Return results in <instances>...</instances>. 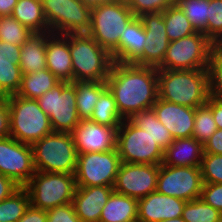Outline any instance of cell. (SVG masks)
<instances>
[{
    "label": "cell",
    "instance_id": "484cf974",
    "mask_svg": "<svg viewBox=\"0 0 222 222\" xmlns=\"http://www.w3.org/2000/svg\"><path fill=\"white\" fill-rule=\"evenodd\" d=\"M99 222H138V200L113 191Z\"/></svg>",
    "mask_w": 222,
    "mask_h": 222
},
{
    "label": "cell",
    "instance_id": "44dd1931",
    "mask_svg": "<svg viewBox=\"0 0 222 222\" xmlns=\"http://www.w3.org/2000/svg\"><path fill=\"white\" fill-rule=\"evenodd\" d=\"M187 201L157 191L138 199V222H160L182 216Z\"/></svg>",
    "mask_w": 222,
    "mask_h": 222
},
{
    "label": "cell",
    "instance_id": "f5cc1de1",
    "mask_svg": "<svg viewBox=\"0 0 222 222\" xmlns=\"http://www.w3.org/2000/svg\"><path fill=\"white\" fill-rule=\"evenodd\" d=\"M5 83L3 80L0 78V96L3 94L4 88H5Z\"/></svg>",
    "mask_w": 222,
    "mask_h": 222
},
{
    "label": "cell",
    "instance_id": "c3c4849f",
    "mask_svg": "<svg viewBox=\"0 0 222 222\" xmlns=\"http://www.w3.org/2000/svg\"><path fill=\"white\" fill-rule=\"evenodd\" d=\"M18 0H0V17L10 16Z\"/></svg>",
    "mask_w": 222,
    "mask_h": 222
},
{
    "label": "cell",
    "instance_id": "603a6c76",
    "mask_svg": "<svg viewBox=\"0 0 222 222\" xmlns=\"http://www.w3.org/2000/svg\"><path fill=\"white\" fill-rule=\"evenodd\" d=\"M46 66L60 81L73 82L69 39L52 34L46 41Z\"/></svg>",
    "mask_w": 222,
    "mask_h": 222
},
{
    "label": "cell",
    "instance_id": "74e56055",
    "mask_svg": "<svg viewBox=\"0 0 222 222\" xmlns=\"http://www.w3.org/2000/svg\"><path fill=\"white\" fill-rule=\"evenodd\" d=\"M200 170L203 184H222V154L204 153L201 160Z\"/></svg>",
    "mask_w": 222,
    "mask_h": 222
},
{
    "label": "cell",
    "instance_id": "e0dca14e",
    "mask_svg": "<svg viewBox=\"0 0 222 222\" xmlns=\"http://www.w3.org/2000/svg\"><path fill=\"white\" fill-rule=\"evenodd\" d=\"M139 18L145 28L146 41L143 54L133 64L158 69L170 43L162 12L143 13Z\"/></svg>",
    "mask_w": 222,
    "mask_h": 222
},
{
    "label": "cell",
    "instance_id": "f6af8a7d",
    "mask_svg": "<svg viewBox=\"0 0 222 222\" xmlns=\"http://www.w3.org/2000/svg\"><path fill=\"white\" fill-rule=\"evenodd\" d=\"M18 222H47V211L30 205Z\"/></svg>",
    "mask_w": 222,
    "mask_h": 222
},
{
    "label": "cell",
    "instance_id": "7dc6e473",
    "mask_svg": "<svg viewBox=\"0 0 222 222\" xmlns=\"http://www.w3.org/2000/svg\"><path fill=\"white\" fill-rule=\"evenodd\" d=\"M206 105L212 110L217 129H222V100L210 96Z\"/></svg>",
    "mask_w": 222,
    "mask_h": 222
},
{
    "label": "cell",
    "instance_id": "cb8c5ba5",
    "mask_svg": "<svg viewBox=\"0 0 222 222\" xmlns=\"http://www.w3.org/2000/svg\"><path fill=\"white\" fill-rule=\"evenodd\" d=\"M204 147L194 137L177 138L164 150L162 164L178 167H200Z\"/></svg>",
    "mask_w": 222,
    "mask_h": 222
},
{
    "label": "cell",
    "instance_id": "5b68a950",
    "mask_svg": "<svg viewBox=\"0 0 222 222\" xmlns=\"http://www.w3.org/2000/svg\"><path fill=\"white\" fill-rule=\"evenodd\" d=\"M134 17L125 0L93 6L88 34L111 54L114 61L119 56V38Z\"/></svg>",
    "mask_w": 222,
    "mask_h": 222
},
{
    "label": "cell",
    "instance_id": "f907efd6",
    "mask_svg": "<svg viewBox=\"0 0 222 222\" xmlns=\"http://www.w3.org/2000/svg\"><path fill=\"white\" fill-rule=\"evenodd\" d=\"M213 49L222 57V40H216L213 43Z\"/></svg>",
    "mask_w": 222,
    "mask_h": 222
},
{
    "label": "cell",
    "instance_id": "6da1fadb",
    "mask_svg": "<svg viewBox=\"0 0 222 222\" xmlns=\"http://www.w3.org/2000/svg\"><path fill=\"white\" fill-rule=\"evenodd\" d=\"M105 82L124 119L152 109L157 101V68L113 62Z\"/></svg>",
    "mask_w": 222,
    "mask_h": 222
},
{
    "label": "cell",
    "instance_id": "d6a6232c",
    "mask_svg": "<svg viewBox=\"0 0 222 222\" xmlns=\"http://www.w3.org/2000/svg\"><path fill=\"white\" fill-rule=\"evenodd\" d=\"M30 205L28 191L20 187L10 197L0 201V222H18Z\"/></svg>",
    "mask_w": 222,
    "mask_h": 222
},
{
    "label": "cell",
    "instance_id": "d6986e66",
    "mask_svg": "<svg viewBox=\"0 0 222 222\" xmlns=\"http://www.w3.org/2000/svg\"><path fill=\"white\" fill-rule=\"evenodd\" d=\"M0 78L15 94L35 100L61 82L47 68L34 73H0Z\"/></svg>",
    "mask_w": 222,
    "mask_h": 222
},
{
    "label": "cell",
    "instance_id": "f35d334b",
    "mask_svg": "<svg viewBox=\"0 0 222 222\" xmlns=\"http://www.w3.org/2000/svg\"><path fill=\"white\" fill-rule=\"evenodd\" d=\"M222 36V0H209L207 37L214 43Z\"/></svg>",
    "mask_w": 222,
    "mask_h": 222
},
{
    "label": "cell",
    "instance_id": "7c38bea8",
    "mask_svg": "<svg viewBox=\"0 0 222 222\" xmlns=\"http://www.w3.org/2000/svg\"><path fill=\"white\" fill-rule=\"evenodd\" d=\"M120 164L117 149L78 154L75 173L77 187H113Z\"/></svg>",
    "mask_w": 222,
    "mask_h": 222
},
{
    "label": "cell",
    "instance_id": "e575fe53",
    "mask_svg": "<svg viewBox=\"0 0 222 222\" xmlns=\"http://www.w3.org/2000/svg\"><path fill=\"white\" fill-rule=\"evenodd\" d=\"M221 212L206 204L202 198L187 201L181 218L185 222H218Z\"/></svg>",
    "mask_w": 222,
    "mask_h": 222
},
{
    "label": "cell",
    "instance_id": "ffe728a7",
    "mask_svg": "<svg viewBox=\"0 0 222 222\" xmlns=\"http://www.w3.org/2000/svg\"><path fill=\"white\" fill-rule=\"evenodd\" d=\"M152 109L158 120L169 130L173 139L192 137L195 108L174 104L157 98Z\"/></svg>",
    "mask_w": 222,
    "mask_h": 222
},
{
    "label": "cell",
    "instance_id": "8992f818",
    "mask_svg": "<svg viewBox=\"0 0 222 222\" xmlns=\"http://www.w3.org/2000/svg\"><path fill=\"white\" fill-rule=\"evenodd\" d=\"M31 147L36 172L75 175L78 152L72 133L52 132Z\"/></svg>",
    "mask_w": 222,
    "mask_h": 222
},
{
    "label": "cell",
    "instance_id": "816d5d0a",
    "mask_svg": "<svg viewBox=\"0 0 222 222\" xmlns=\"http://www.w3.org/2000/svg\"><path fill=\"white\" fill-rule=\"evenodd\" d=\"M160 222H185L181 217L178 218H173V219H168V220H164V221H160Z\"/></svg>",
    "mask_w": 222,
    "mask_h": 222
},
{
    "label": "cell",
    "instance_id": "277c9868",
    "mask_svg": "<svg viewBox=\"0 0 222 222\" xmlns=\"http://www.w3.org/2000/svg\"><path fill=\"white\" fill-rule=\"evenodd\" d=\"M73 81H106L113 63L111 54L88 33L67 34Z\"/></svg>",
    "mask_w": 222,
    "mask_h": 222
},
{
    "label": "cell",
    "instance_id": "d590c367",
    "mask_svg": "<svg viewBox=\"0 0 222 222\" xmlns=\"http://www.w3.org/2000/svg\"><path fill=\"white\" fill-rule=\"evenodd\" d=\"M217 130L212 110L205 104L195 109L192 137L204 144Z\"/></svg>",
    "mask_w": 222,
    "mask_h": 222
},
{
    "label": "cell",
    "instance_id": "ac0fdd59",
    "mask_svg": "<svg viewBox=\"0 0 222 222\" xmlns=\"http://www.w3.org/2000/svg\"><path fill=\"white\" fill-rule=\"evenodd\" d=\"M117 130L103 126L89 119L80 120L72 132L78 154L106 152L116 149Z\"/></svg>",
    "mask_w": 222,
    "mask_h": 222
},
{
    "label": "cell",
    "instance_id": "bcb514c9",
    "mask_svg": "<svg viewBox=\"0 0 222 222\" xmlns=\"http://www.w3.org/2000/svg\"><path fill=\"white\" fill-rule=\"evenodd\" d=\"M19 188L12 179L0 174V201L10 197Z\"/></svg>",
    "mask_w": 222,
    "mask_h": 222
},
{
    "label": "cell",
    "instance_id": "2e32d148",
    "mask_svg": "<svg viewBox=\"0 0 222 222\" xmlns=\"http://www.w3.org/2000/svg\"><path fill=\"white\" fill-rule=\"evenodd\" d=\"M51 32L33 33L3 62L0 73H34L46 69V41Z\"/></svg>",
    "mask_w": 222,
    "mask_h": 222
},
{
    "label": "cell",
    "instance_id": "b9f144b4",
    "mask_svg": "<svg viewBox=\"0 0 222 222\" xmlns=\"http://www.w3.org/2000/svg\"><path fill=\"white\" fill-rule=\"evenodd\" d=\"M201 198L206 204L222 212V184H203Z\"/></svg>",
    "mask_w": 222,
    "mask_h": 222
},
{
    "label": "cell",
    "instance_id": "4dcf8cb0",
    "mask_svg": "<svg viewBox=\"0 0 222 222\" xmlns=\"http://www.w3.org/2000/svg\"><path fill=\"white\" fill-rule=\"evenodd\" d=\"M89 120L116 130L123 122L124 118L120 115L115 99L108 88L100 95Z\"/></svg>",
    "mask_w": 222,
    "mask_h": 222
},
{
    "label": "cell",
    "instance_id": "7402d4cb",
    "mask_svg": "<svg viewBox=\"0 0 222 222\" xmlns=\"http://www.w3.org/2000/svg\"><path fill=\"white\" fill-rule=\"evenodd\" d=\"M113 187H77L72 204L82 222H99L102 209L106 205Z\"/></svg>",
    "mask_w": 222,
    "mask_h": 222
},
{
    "label": "cell",
    "instance_id": "8fae6325",
    "mask_svg": "<svg viewBox=\"0 0 222 222\" xmlns=\"http://www.w3.org/2000/svg\"><path fill=\"white\" fill-rule=\"evenodd\" d=\"M52 34L88 33L92 7L79 0H41Z\"/></svg>",
    "mask_w": 222,
    "mask_h": 222
},
{
    "label": "cell",
    "instance_id": "7a4b0ae2",
    "mask_svg": "<svg viewBox=\"0 0 222 222\" xmlns=\"http://www.w3.org/2000/svg\"><path fill=\"white\" fill-rule=\"evenodd\" d=\"M157 76L158 98L162 100L196 109L210 97L207 69H157Z\"/></svg>",
    "mask_w": 222,
    "mask_h": 222
},
{
    "label": "cell",
    "instance_id": "d4e9b609",
    "mask_svg": "<svg viewBox=\"0 0 222 222\" xmlns=\"http://www.w3.org/2000/svg\"><path fill=\"white\" fill-rule=\"evenodd\" d=\"M146 33L141 19L135 16L126 26L119 38V56L115 63H134L142 54Z\"/></svg>",
    "mask_w": 222,
    "mask_h": 222
},
{
    "label": "cell",
    "instance_id": "5bb4252c",
    "mask_svg": "<svg viewBox=\"0 0 222 222\" xmlns=\"http://www.w3.org/2000/svg\"><path fill=\"white\" fill-rule=\"evenodd\" d=\"M35 172L31 145L11 136L0 139V174L24 187Z\"/></svg>",
    "mask_w": 222,
    "mask_h": 222
},
{
    "label": "cell",
    "instance_id": "f1b7e54d",
    "mask_svg": "<svg viewBox=\"0 0 222 222\" xmlns=\"http://www.w3.org/2000/svg\"><path fill=\"white\" fill-rule=\"evenodd\" d=\"M107 89L105 81L75 82L76 107L81 120L90 119L100 95Z\"/></svg>",
    "mask_w": 222,
    "mask_h": 222
},
{
    "label": "cell",
    "instance_id": "4316f807",
    "mask_svg": "<svg viewBox=\"0 0 222 222\" xmlns=\"http://www.w3.org/2000/svg\"><path fill=\"white\" fill-rule=\"evenodd\" d=\"M27 27L10 16L0 17V62L17 50L31 35Z\"/></svg>",
    "mask_w": 222,
    "mask_h": 222
},
{
    "label": "cell",
    "instance_id": "f546056e",
    "mask_svg": "<svg viewBox=\"0 0 222 222\" xmlns=\"http://www.w3.org/2000/svg\"><path fill=\"white\" fill-rule=\"evenodd\" d=\"M130 120L142 130H145L164 151L173 141L169 130L158 120L153 109L135 113Z\"/></svg>",
    "mask_w": 222,
    "mask_h": 222
},
{
    "label": "cell",
    "instance_id": "ab89813d",
    "mask_svg": "<svg viewBox=\"0 0 222 222\" xmlns=\"http://www.w3.org/2000/svg\"><path fill=\"white\" fill-rule=\"evenodd\" d=\"M135 16L143 13L162 12L167 7L175 5L177 0H125Z\"/></svg>",
    "mask_w": 222,
    "mask_h": 222
},
{
    "label": "cell",
    "instance_id": "7bdbcfd3",
    "mask_svg": "<svg viewBox=\"0 0 222 222\" xmlns=\"http://www.w3.org/2000/svg\"><path fill=\"white\" fill-rule=\"evenodd\" d=\"M10 136L9 107L7 99L0 96V139Z\"/></svg>",
    "mask_w": 222,
    "mask_h": 222
},
{
    "label": "cell",
    "instance_id": "4fadbf2b",
    "mask_svg": "<svg viewBox=\"0 0 222 222\" xmlns=\"http://www.w3.org/2000/svg\"><path fill=\"white\" fill-rule=\"evenodd\" d=\"M202 187L200 167L160 165L156 188L158 193L191 201L201 198Z\"/></svg>",
    "mask_w": 222,
    "mask_h": 222
},
{
    "label": "cell",
    "instance_id": "ee69618b",
    "mask_svg": "<svg viewBox=\"0 0 222 222\" xmlns=\"http://www.w3.org/2000/svg\"><path fill=\"white\" fill-rule=\"evenodd\" d=\"M204 153L222 154V129H217L215 133L203 144Z\"/></svg>",
    "mask_w": 222,
    "mask_h": 222
},
{
    "label": "cell",
    "instance_id": "60d3db41",
    "mask_svg": "<svg viewBox=\"0 0 222 222\" xmlns=\"http://www.w3.org/2000/svg\"><path fill=\"white\" fill-rule=\"evenodd\" d=\"M47 222H82L76 215L72 203L47 210Z\"/></svg>",
    "mask_w": 222,
    "mask_h": 222
},
{
    "label": "cell",
    "instance_id": "30bf717a",
    "mask_svg": "<svg viewBox=\"0 0 222 222\" xmlns=\"http://www.w3.org/2000/svg\"><path fill=\"white\" fill-rule=\"evenodd\" d=\"M213 42L202 32L171 41L162 65L166 70L207 69Z\"/></svg>",
    "mask_w": 222,
    "mask_h": 222
},
{
    "label": "cell",
    "instance_id": "1f68e13d",
    "mask_svg": "<svg viewBox=\"0 0 222 222\" xmlns=\"http://www.w3.org/2000/svg\"><path fill=\"white\" fill-rule=\"evenodd\" d=\"M162 16L170 42L197 32L177 4L167 7L162 11Z\"/></svg>",
    "mask_w": 222,
    "mask_h": 222
},
{
    "label": "cell",
    "instance_id": "ba28073f",
    "mask_svg": "<svg viewBox=\"0 0 222 222\" xmlns=\"http://www.w3.org/2000/svg\"><path fill=\"white\" fill-rule=\"evenodd\" d=\"M116 149L124 163L161 165L163 162L161 147L130 119H124L117 129Z\"/></svg>",
    "mask_w": 222,
    "mask_h": 222
},
{
    "label": "cell",
    "instance_id": "9c48e42d",
    "mask_svg": "<svg viewBox=\"0 0 222 222\" xmlns=\"http://www.w3.org/2000/svg\"><path fill=\"white\" fill-rule=\"evenodd\" d=\"M49 116L54 132L72 133L80 118L76 107L75 82L61 81L37 99Z\"/></svg>",
    "mask_w": 222,
    "mask_h": 222
},
{
    "label": "cell",
    "instance_id": "db71d44e",
    "mask_svg": "<svg viewBox=\"0 0 222 222\" xmlns=\"http://www.w3.org/2000/svg\"><path fill=\"white\" fill-rule=\"evenodd\" d=\"M218 222H222V212H221V214H220V217H219Z\"/></svg>",
    "mask_w": 222,
    "mask_h": 222
},
{
    "label": "cell",
    "instance_id": "681fc988",
    "mask_svg": "<svg viewBox=\"0 0 222 222\" xmlns=\"http://www.w3.org/2000/svg\"><path fill=\"white\" fill-rule=\"evenodd\" d=\"M82 3L89 5L91 7L99 5V4H105L108 2H112V1H117V0H79Z\"/></svg>",
    "mask_w": 222,
    "mask_h": 222
},
{
    "label": "cell",
    "instance_id": "3957f363",
    "mask_svg": "<svg viewBox=\"0 0 222 222\" xmlns=\"http://www.w3.org/2000/svg\"><path fill=\"white\" fill-rule=\"evenodd\" d=\"M2 95L8 102L11 137L32 145L54 132L49 116L39 107L37 100L21 97L7 85Z\"/></svg>",
    "mask_w": 222,
    "mask_h": 222
},
{
    "label": "cell",
    "instance_id": "52a82bcc",
    "mask_svg": "<svg viewBox=\"0 0 222 222\" xmlns=\"http://www.w3.org/2000/svg\"><path fill=\"white\" fill-rule=\"evenodd\" d=\"M24 188L31 206L47 211L72 203L77 185L73 174L35 172Z\"/></svg>",
    "mask_w": 222,
    "mask_h": 222
},
{
    "label": "cell",
    "instance_id": "83f0119b",
    "mask_svg": "<svg viewBox=\"0 0 222 222\" xmlns=\"http://www.w3.org/2000/svg\"><path fill=\"white\" fill-rule=\"evenodd\" d=\"M11 16L33 33L50 32L41 0H18Z\"/></svg>",
    "mask_w": 222,
    "mask_h": 222
},
{
    "label": "cell",
    "instance_id": "836d02e7",
    "mask_svg": "<svg viewBox=\"0 0 222 222\" xmlns=\"http://www.w3.org/2000/svg\"><path fill=\"white\" fill-rule=\"evenodd\" d=\"M176 4L184 12L194 29L207 36L209 0H177Z\"/></svg>",
    "mask_w": 222,
    "mask_h": 222
},
{
    "label": "cell",
    "instance_id": "9a60e30c",
    "mask_svg": "<svg viewBox=\"0 0 222 222\" xmlns=\"http://www.w3.org/2000/svg\"><path fill=\"white\" fill-rule=\"evenodd\" d=\"M160 165L121 162L113 190L135 199L156 191Z\"/></svg>",
    "mask_w": 222,
    "mask_h": 222
},
{
    "label": "cell",
    "instance_id": "8d00e7d4",
    "mask_svg": "<svg viewBox=\"0 0 222 222\" xmlns=\"http://www.w3.org/2000/svg\"><path fill=\"white\" fill-rule=\"evenodd\" d=\"M207 72L210 96L222 100V57L214 49L210 53Z\"/></svg>",
    "mask_w": 222,
    "mask_h": 222
}]
</instances>
